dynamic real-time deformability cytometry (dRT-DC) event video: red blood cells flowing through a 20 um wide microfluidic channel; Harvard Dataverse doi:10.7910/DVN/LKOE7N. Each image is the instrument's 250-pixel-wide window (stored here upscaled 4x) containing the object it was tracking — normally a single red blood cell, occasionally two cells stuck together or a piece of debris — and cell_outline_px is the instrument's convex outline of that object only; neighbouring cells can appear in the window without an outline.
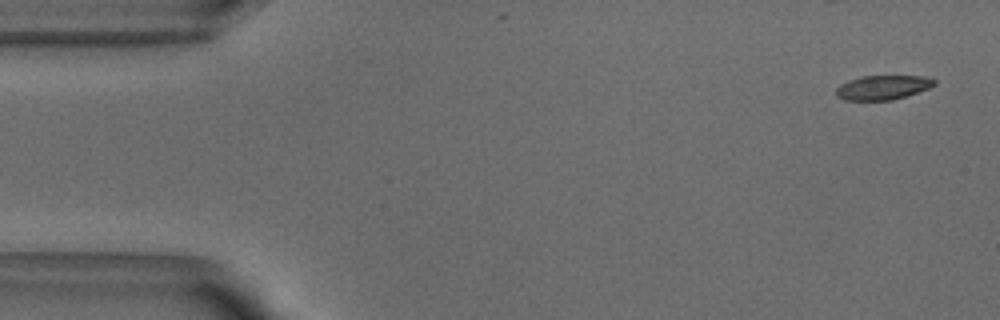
{"species": "common noctule bat (a hibernating species)", "species_latin": "Nyctalus noctula", "temperature_condition": "warm", "stored_images_in_passage": 5, "camera_frame_rate_fps": 3000, "um_per_image_px": 0.085, "animal": {"sex": "male", "body_mass_g": 18.8}, "frame": {"image": 1, "passage_image": 1, "time_ms": 0.0, "image_size_px": [1000, 320], "cell_outline_px": [[936, 84], [928, 88], [892, 100], [844, 100], [836, 96], [836, 88], [840, 84], [848, 80], [860, 76], [932, 76], [936, 80]], "centroid_in_image_um": [75.02, 7.42], "position_along_channel_um": 10.0, "area_um2": 13.99}}